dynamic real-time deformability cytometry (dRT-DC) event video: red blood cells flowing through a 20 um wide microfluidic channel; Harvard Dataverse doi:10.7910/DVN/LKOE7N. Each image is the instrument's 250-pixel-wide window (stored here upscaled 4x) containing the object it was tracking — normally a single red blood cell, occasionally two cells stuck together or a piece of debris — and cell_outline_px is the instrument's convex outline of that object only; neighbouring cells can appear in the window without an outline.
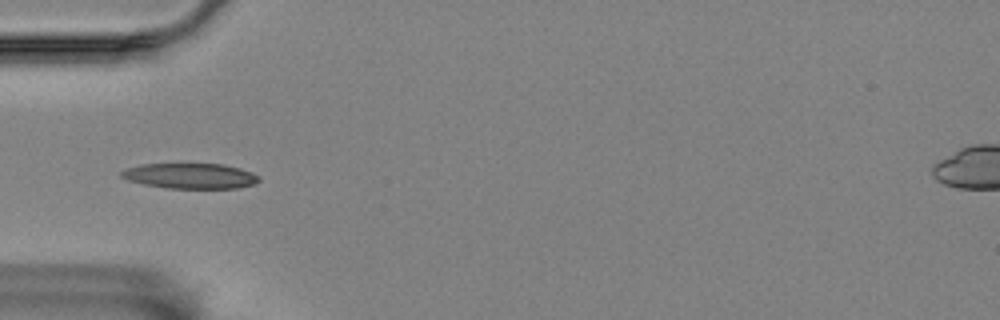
{"species": "Egyptian fruit bat (a non-hibernating species)", "species_latin": "Rousettus aegyptiacus", "temperature_condition": "room temperature", "stored_images_in_passage": 5, "camera_frame_rate_fps": 3000, "um_per_image_px": 0.085, "animal": {"sex": "female"}, "frame": {"image": 1, "passage_image": 4, "time_ms": 1.0, "image_size_px": [1000, 320], "cell_outline_px": [[260, 180], [256, 184], [236, 188], [164, 188], [144, 184], [128, 180], [120, 176], [120, 172], [128, 168], [140, 164], [224, 164], [240, 168], [252, 172], [260, 176]], "centroid_in_image_um": [16.21, 14.95], "position_along_channel_um": 68.8, "area_um2": 20.4}}
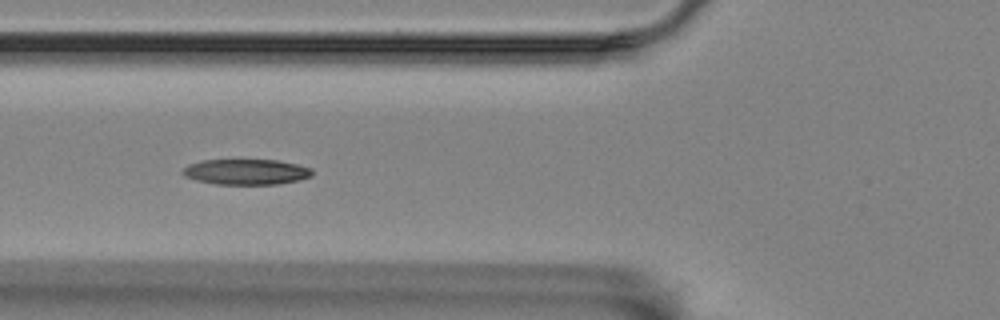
{"frame": {"image": 2, "passage_image": 5, "time_ms": 1.333, "image_size_px": [1000, 320], "cell_outline_px": [[312, 176], [300, 180], [276, 184], [216, 184], [196, 180], [184, 176], [180, 172], [188, 164], [204, 160], [276, 160], [296, 164], [312, 168]], "centroid_in_image_um": [20.91, 14.61], "position_along_channel_um": 104.9, "area_um2": 19.25}}